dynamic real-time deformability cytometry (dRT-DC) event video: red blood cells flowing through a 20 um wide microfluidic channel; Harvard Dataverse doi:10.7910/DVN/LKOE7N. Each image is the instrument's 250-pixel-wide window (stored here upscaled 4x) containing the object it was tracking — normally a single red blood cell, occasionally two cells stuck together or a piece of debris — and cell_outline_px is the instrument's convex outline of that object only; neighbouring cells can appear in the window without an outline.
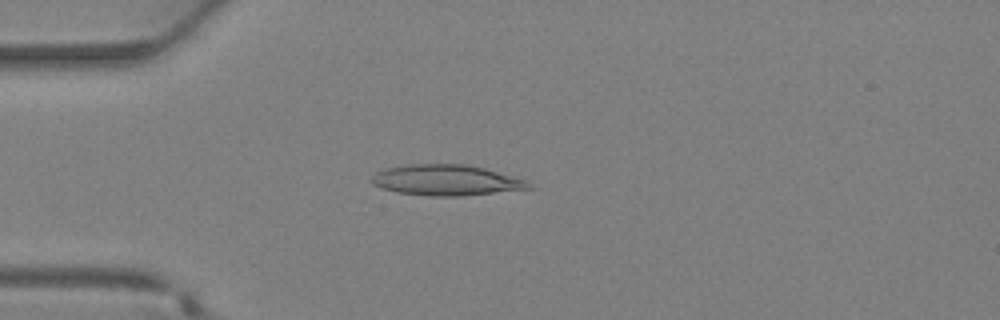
{"species": "Egyptian fruit bat (a non-hibernating species)", "species_latin": "Rousettus aegyptiacus", "temperature_condition": "warm", "stored_images_in_passage": 36, "camera_frame_rate_fps": 3000, "um_per_image_px": 0.085, "animal": {"sex": "female"}, "frame": {"image": 1, "passage_image": 9, "time_ms": 2.667, "image_size_px": [1000, 320], "cell_outline_px": [[532, 188], [460, 196], [432, 196], [396, 192], [380, 188], [372, 184], [368, 180], [376, 172], [388, 168], [408, 164], [468, 164], [484, 168], [524, 180]], "centroid_in_image_um": [37.83, 15.31], "position_along_channel_um": 47.2, "area_um2": 27.86}}
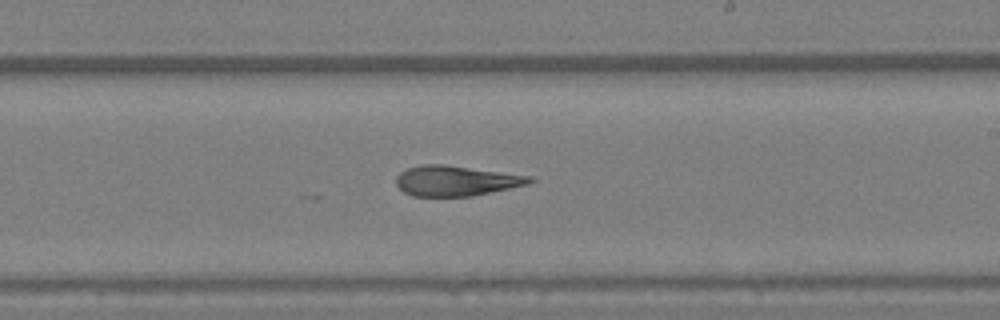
{"frame": {"image": 2, "passage_image": 21, "time_ms": 6.667, "image_size_px": [1000, 320], "cell_outline_px": [[536, 180], [528, 184], [472, 196], [412, 196], [404, 192], [396, 184], [396, 176], [400, 172], [408, 168], [420, 164], [444, 164], [532, 176]], "centroid_in_image_um": [38.75, 15.36], "position_along_channel_um": 250.2, "area_um2": 23.52}}
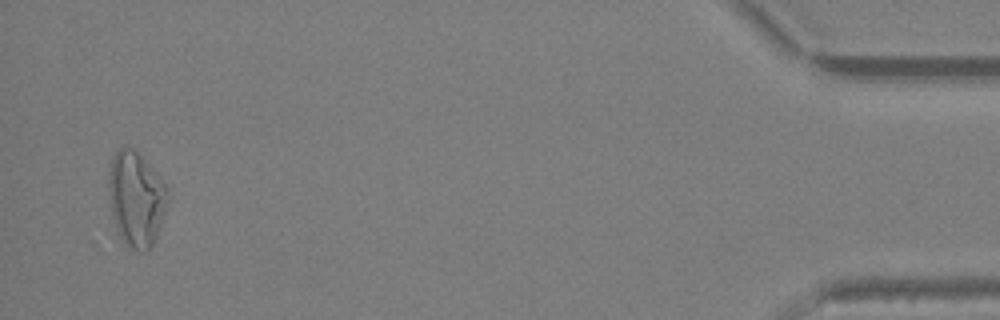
{"frame": {"image": 3, "passage_image": 35, "time_ms": 11.333, "image_size_px": [1000, 320], "cell_outline_px": [[168, 200], [156, 236], [148, 252], [140, 252], [128, 248], [120, 240], [116, 232], [108, 196], [108, 172], [112, 156], [124, 144], [132, 148], [168, 184]], "centroid_in_image_um": [11.54, 16.92], "position_along_channel_um": 423.7, "area_um2": 33.18}}